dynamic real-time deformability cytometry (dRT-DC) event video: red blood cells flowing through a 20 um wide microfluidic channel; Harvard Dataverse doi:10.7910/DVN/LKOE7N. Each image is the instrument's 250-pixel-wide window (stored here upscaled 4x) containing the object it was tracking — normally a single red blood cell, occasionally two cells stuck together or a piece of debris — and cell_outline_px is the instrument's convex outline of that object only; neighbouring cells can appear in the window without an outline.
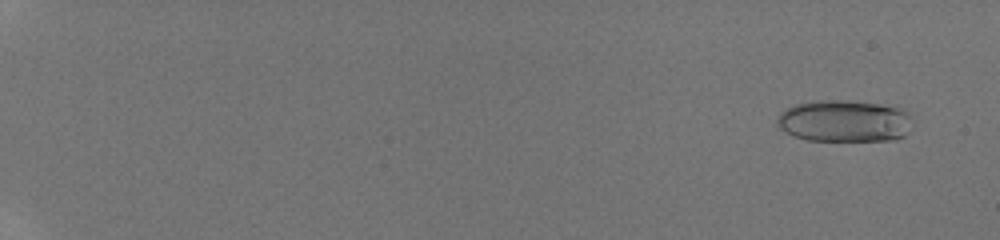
{"species": "human", "species_latin": "Homo sapiens", "temperature_condition": "room temperature", "stored_images_in_passage": 53, "camera_frame_rate_fps": 3000, "um_per_image_px": 0.085, "donor": {"sex": "male"}, "frame": {"image": 1, "passage_image": 4, "time_ms": 1.0, "image_size_px": [1000, 240], "cell_outline_px": [[912, 116], [908, 132], [904, 136], [896, 140], [808, 140], [796, 136], [780, 128], [776, 124], [776, 120], [780, 112], [784, 108], [796, 104], [820, 100], [844, 100], [896, 104], [908, 112]], "centroid_in_image_um": [71.83, 10.26], "position_along_channel_um": 13.2, "area_um2": 33.58}}
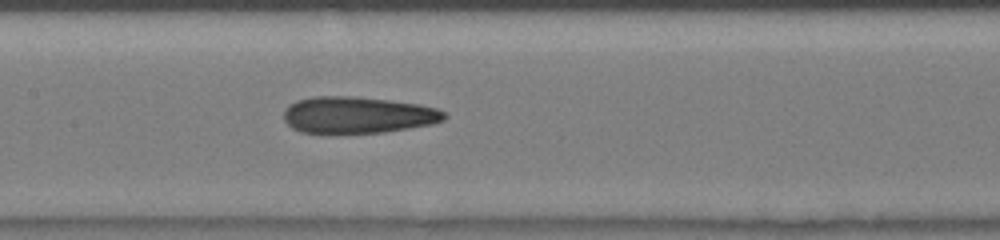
{"frame": {"image": 2, "passage_image": 31, "time_ms": 10.0, "image_size_px": [1000, 240], "cell_outline_px": [[448, 116], [444, 120], [432, 124], [384, 132], [300, 132], [292, 128], [284, 120], [284, 108], [288, 104], [296, 100], [312, 96], [352, 96], [388, 100], [420, 104], [436, 108], [444, 112]], "centroid_in_image_um": [30.39, 9.75], "position_along_channel_um": 177.0, "area_um2": 34.16}}
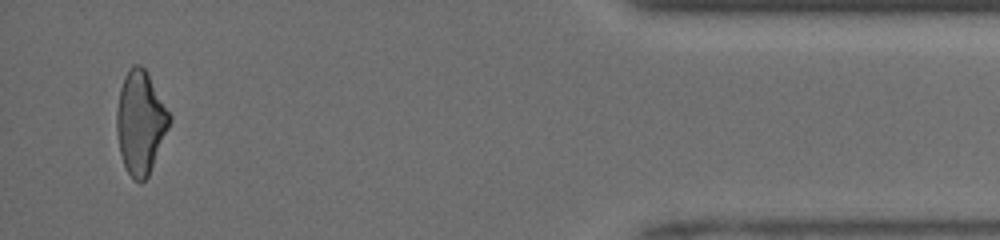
{"frame": {"image": 3, "passage_image": 52, "time_ms": 17.0, "image_size_px": [1000, 240], "cell_outline_px": [[172, 120], [148, 176], [140, 184], [132, 180], [124, 164], [120, 152], [116, 132], [116, 112], [120, 88], [124, 76], [128, 68], [132, 64], [140, 64], [144, 68], [172, 116]], "centroid_in_image_um": [11.93, 10.41], "position_along_channel_um": 423.3, "area_um2": 31.73}, "authors_computed_cell_mechanics": {"area_um2": 33.4084, "velocity_mm_per_s": 4.2432, "shape_relaxation_time_tau1_ms": null, "shape_relaxation_time_tau2_ms": 2.4026, "deformation_change_tau1": null, "deformation_change_tau2": 0.1366}}